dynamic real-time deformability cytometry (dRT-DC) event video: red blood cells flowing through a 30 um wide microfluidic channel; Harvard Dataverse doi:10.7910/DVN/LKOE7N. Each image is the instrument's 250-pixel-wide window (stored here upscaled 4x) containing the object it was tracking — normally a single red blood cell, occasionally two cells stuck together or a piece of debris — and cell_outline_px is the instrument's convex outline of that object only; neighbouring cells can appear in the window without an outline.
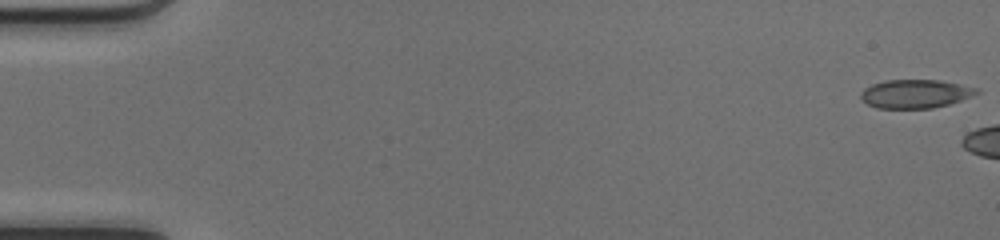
{"species": "common noctule bat (a hibernating species)", "species_latin": "Nyctalus noctula", "temperature_condition": "cold", "stored_images_in_passage": 8, "camera_frame_rate_fps": 3000, "um_per_image_px": 0.085, "animal": {"sex": "female", "body_mass_g": 17.0, "forearm_length_mm": 48.0}, "frame": {"image": 1, "passage_image": 1, "time_ms": 0.0, "image_size_px": [1000, 240], "cell_outline_px": [[980, 92], [960, 100], [948, 104], [932, 108], [876, 108], [868, 104], [860, 96], [860, 92], [864, 88], [872, 84], [884, 80], [940, 80], [980, 88]], "centroid_in_image_um": [77.8, 7.96], "position_along_channel_um": 7.2, "area_um2": 19.25}}